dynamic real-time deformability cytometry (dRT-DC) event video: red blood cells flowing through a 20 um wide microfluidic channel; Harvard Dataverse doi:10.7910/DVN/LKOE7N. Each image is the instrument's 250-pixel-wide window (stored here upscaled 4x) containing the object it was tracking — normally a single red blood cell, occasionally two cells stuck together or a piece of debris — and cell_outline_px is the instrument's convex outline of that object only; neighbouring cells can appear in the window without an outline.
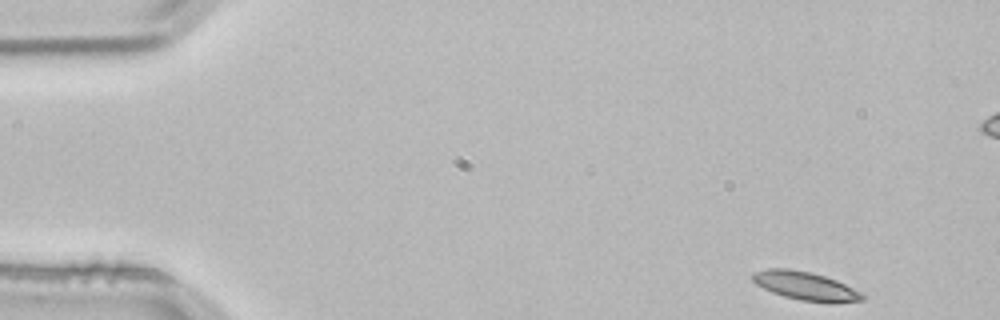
{"species": "common noctule bat (a hibernating species)", "species_latin": "Nyctalus noctula", "temperature_condition": "room temperature", "stored_images_in_passage": 4, "camera_frame_rate_fps": 3000, "um_per_image_px": 0.085, "animal": {"sex": "male", "body_mass_g": 21.5, "forearm_length_mm": 52.0}, "frame": {"image": 1, "passage_image": 1, "time_ms": 0.0, "image_size_px": [1000, 320], "cell_outline_px": [[864, 300], [832, 304], [828, 304], [800, 300], [784, 296], [772, 292], [756, 284], [752, 280], [752, 276], [756, 272], [768, 268], [788, 268], [812, 272], [836, 280], [860, 292], [864, 296]], "centroid_in_image_um": [68.48, 24.32], "position_along_channel_um": 16.5, "area_um2": 18.26}}